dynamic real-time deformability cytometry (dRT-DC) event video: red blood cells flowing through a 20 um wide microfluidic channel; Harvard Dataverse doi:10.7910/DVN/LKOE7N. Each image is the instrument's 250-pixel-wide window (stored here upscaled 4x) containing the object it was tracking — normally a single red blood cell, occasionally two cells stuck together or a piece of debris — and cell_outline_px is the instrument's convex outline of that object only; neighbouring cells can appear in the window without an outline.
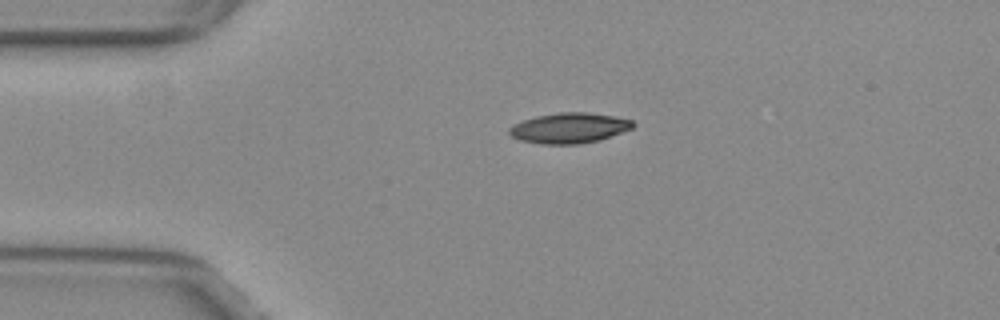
{"species": "common noctule bat (a hibernating species)", "species_latin": "Nyctalus noctula", "temperature_condition": "warm", "stored_images_in_passage": 11, "camera_frame_rate_fps": 3000, "um_per_image_px": 0.085, "animal": {"sex": "female", "body_mass_g": 29.2, "forearm_length_mm": 56.3}, "frame": {"image": 1, "passage_image": 1, "time_ms": 0.0, "image_size_px": [1000, 320], "cell_outline_px": [[636, 124], [632, 128], [600, 140], [580, 144], [540, 144], [520, 140], [512, 136], [508, 132], [508, 128], [524, 120], [536, 116], [560, 112], [588, 112], [612, 116], [632, 120]], "centroid_in_image_um": [48.39, 10.88], "position_along_channel_um": 36.6, "area_um2": 21.79}}
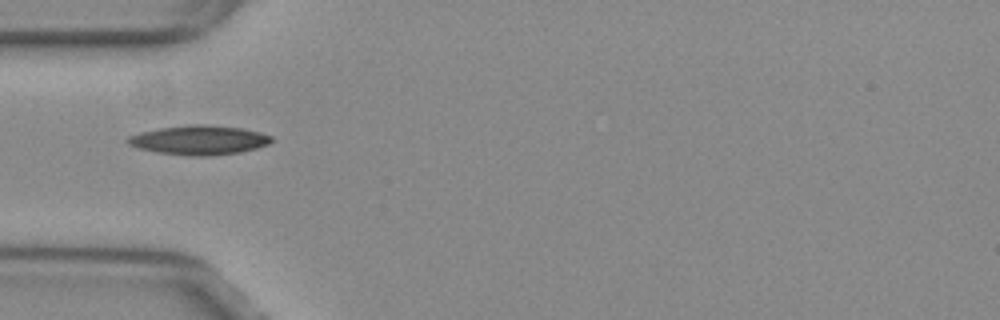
{"frame": {"image": 2, "passage_image": 6, "time_ms": 1.667, "image_size_px": [1000, 320], "cell_outline_px": [[272, 140], [268, 144], [256, 148], [240, 152], [208, 156], [192, 156], [160, 152], [140, 148], [128, 144], [124, 140], [128, 136], [140, 132], [160, 128], [192, 124], [204, 124], [240, 128], [260, 132], [272, 136]], "centroid_in_image_um": [16.92, 11.9], "position_along_channel_um": 68.1, "area_um2": 24.33}}
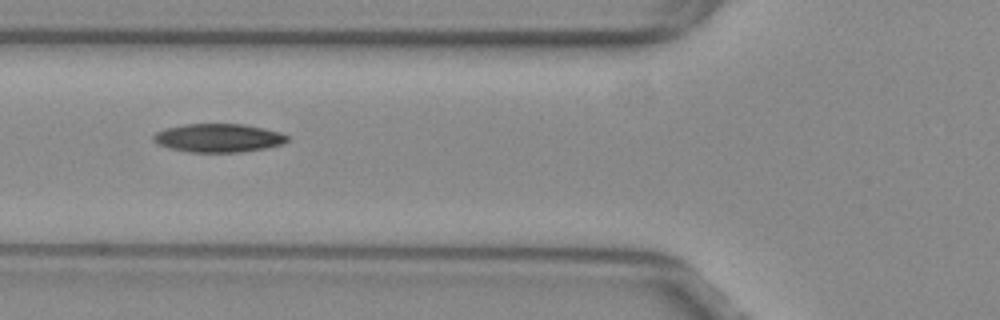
{"frame": {"image": 3, "passage_image": 9, "time_ms": 2.667, "image_size_px": [1000, 320], "cell_outline_px": [[288, 140], [284, 144], [264, 148], [240, 152], [188, 152], [168, 148], [156, 144], [152, 140], [152, 136], [156, 132], [164, 128], [184, 124], [244, 124], [264, 128], [280, 132], [288, 136]], "centroid_in_image_um": [18.52, 11.72], "position_along_channel_um": 107.3, "area_um2": 22.43}}